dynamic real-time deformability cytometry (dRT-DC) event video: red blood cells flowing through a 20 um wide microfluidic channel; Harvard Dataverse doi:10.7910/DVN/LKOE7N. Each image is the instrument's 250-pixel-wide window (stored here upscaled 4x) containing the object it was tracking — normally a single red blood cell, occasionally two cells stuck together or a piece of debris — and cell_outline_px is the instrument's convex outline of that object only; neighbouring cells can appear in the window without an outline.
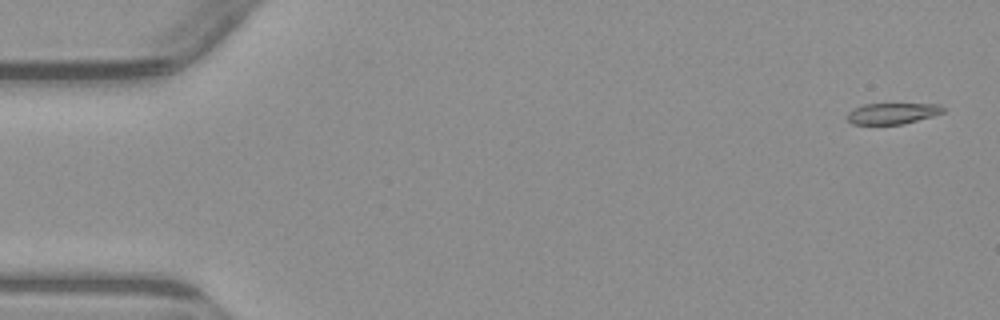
{"species": "common noctule bat (a hibernating species)", "species_latin": "Nyctalus noctula", "temperature_condition": "warm", "stored_images_in_passage": 5, "camera_frame_rate_fps": 3000, "um_per_image_px": 0.085, "animal": {"sex": "male", "body_mass_g": 23.1, "forearm_length_mm": 52.7}, "frame": {"image": 1, "passage_image": 1, "time_ms": 0.0, "image_size_px": [1000, 320], "cell_outline_px": [[944, 112], [932, 116], [904, 124], [852, 124], [844, 116], [852, 108], [864, 104], [940, 104], [944, 108]], "centroid_in_image_um": [75.81, 9.64], "position_along_channel_um": 9.2, "area_um2": 11.85}}
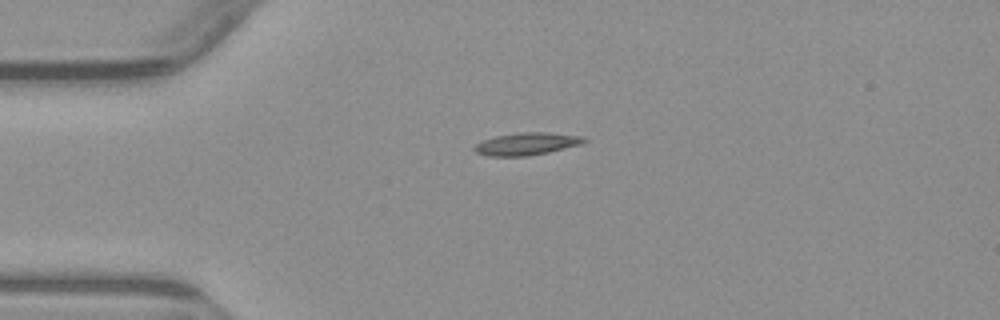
{"frame": {"image": 2, "passage_image": 4, "time_ms": 3.667, "image_size_px": [1000, 320], "cell_outline_px": [[588, 140], [580, 144], [548, 152], [528, 156], [488, 156], [476, 152], [472, 148], [476, 144], [484, 140], [496, 136], [516, 132], [548, 132], [584, 136]], "centroid_in_image_um": [44.77, 12.22], "position_along_channel_um": 40.2, "area_um2": 14.33}}